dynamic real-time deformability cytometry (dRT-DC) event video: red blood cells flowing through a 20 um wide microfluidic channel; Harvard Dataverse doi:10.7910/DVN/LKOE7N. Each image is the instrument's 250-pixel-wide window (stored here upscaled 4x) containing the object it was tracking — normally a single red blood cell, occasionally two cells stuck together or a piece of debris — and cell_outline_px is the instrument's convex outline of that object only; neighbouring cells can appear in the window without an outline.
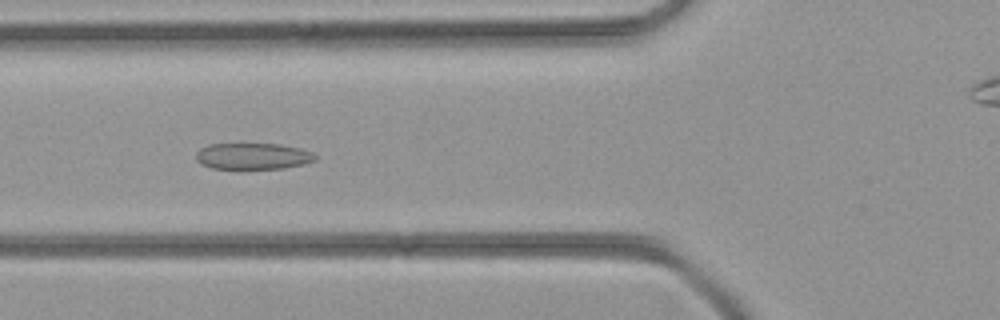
{"species": "common noctule bat (a hibernating species)", "species_latin": "Nyctalus noctula", "temperature_condition": "room temperature", "stored_images_in_passage": 34, "camera_frame_rate_fps": 3000, "um_per_image_px": 0.085, "animal": {"sex": "female", "body_mass_g": 21.9}, "frame": {"image": 1, "passage_image": 6, "time_ms": 1.667, "image_size_px": [1000, 320], "cell_outline_px": [[316, 160], [304, 164], [284, 168], [236, 172], [212, 168], [200, 164], [196, 160], [196, 152], [200, 148], [208, 144], [280, 144], [300, 148], [312, 152], [316, 156]], "centroid_in_image_um": [21.45, 13.33], "position_along_channel_um": 104.4, "area_um2": 19.31}}
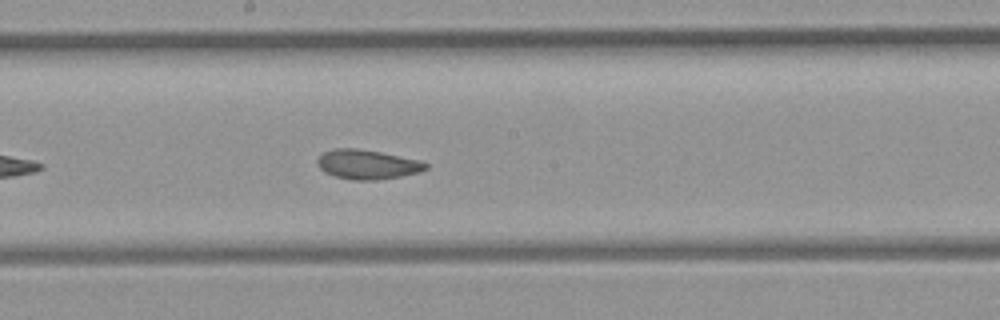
{"frame": {"image": 2, "passage_image": 13, "time_ms": 4.0, "image_size_px": [1000, 320], "cell_outline_px": [[428, 168], [420, 172], [400, 176], [376, 180], [352, 180], [336, 176], [324, 172], [316, 164], [316, 160], [324, 152], [336, 148], [356, 148], [380, 152], [420, 160], [428, 164]], "centroid_in_image_um": [31.22, 13.98], "position_along_channel_um": 217.0, "area_um2": 18.55}}
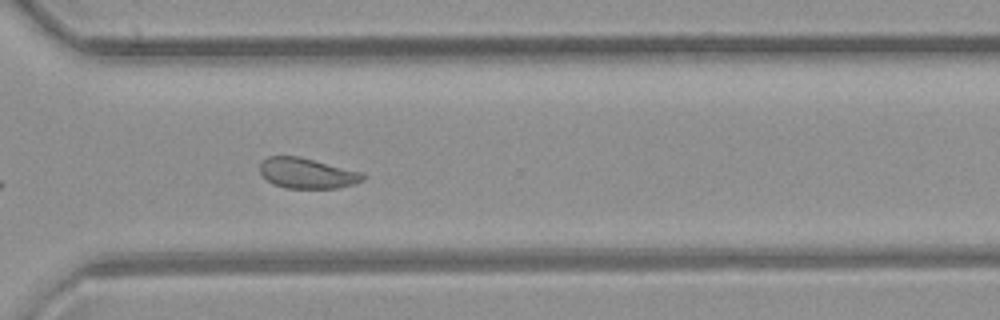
{"frame": {"image": 3, "passage_image": 21, "time_ms": 6.667, "image_size_px": [1000, 320], "cell_outline_px": [[368, 176], [364, 180], [356, 184], [336, 188], [284, 188], [272, 184], [260, 172], [260, 164], [268, 156], [300, 156], [364, 172]], "centroid_in_image_um": [26.17, 14.72], "position_along_channel_um": 344.4, "area_um2": 18.55}}